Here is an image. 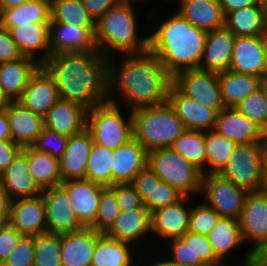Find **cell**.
Here are the masks:
<instances>
[{
  "label": "cell",
  "instance_id": "2644e50d",
  "mask_svg": "<svg viewBox=\"0 0 267 266\" xmlns=\"http://www.w3.org/2000/svg\"><path fill=\"white\" fill-rule=\"evenodd\" d=\"M120 2H131V3H133V1H135V0H119ZM138 1V0H137ZM139 1H141V0H139ZM143 1H145V0H143Z\"/></svg>",
  "mask_w": 267,
  "mask_h": 266
},
{
  "label": "cell",
  "instance_id": "603a6c76",
  "mask_svg": "<svg viewBox=\"0 0 267 266\" xmlns=\"http://www.w3.org/2000/svg\"><path fill=\"white\" fill-rule=\"evenodd\" d=\"M148 152L134 138L113 150L112 185L132 184L147 166Z\"/></svg>",
  "mask_w": 267,
  "mask_h": 266
},
{
  "label": "cell",
  "instance_id": "bcb514c9",
  "mask_svg": "<svg viewBox=\"0 0 267 266\" xmlns=\"http://www.w3.org/2000/svg\"><path fill=\"white\" fill-rule=\"evenodd\" d=\"M221 216L205 203L191 206L188 231L208 235Z\"/></svg>",
  "mask_w": 267,
  "mask_h": 266
},
{
  "label": "cell",
  "instance_id": "d590c367",
  "mask_svg": "<svg viewBox=\"0 0 267 266\" xmlns=\"http://www.w3.org/2000/svg\"><path fill=\"white\" fill-rule=\"evenodd\" d=\"M133 246L103 234L98 239L91 266H138L133 262L137 256Z\"/></svg>",
  "mask_w": 267,
  "mask_h": 266
},
{
  "label": "cell",
  "instance_id": "91938a15",
  "mask_svg": "<svg viewBox=\"0 0 267 266\" xmlns=\"http://www.w3.org/2000/svg\"><path fill=\"white\" fill-rule=\"evenodd\" d=\"M0 139L12 140L10 123L7 116V111L0 112Z\"/></svg>",
  "mask_w": 267,
  "mask_h": 266
},
{
  "label": "cell",
  "instance_id": "f5cc1de1",
  "mask_svg": "<svg viewBox=\"0 0 267 266\" xmlns=\"http://www.w3.org/2000/svg\"><path fill=\"white\" fill-rule=\"evenodd\" d=\"M162 180L146 166L134 179L132 185L135 187L141 199L145 201L152 195L156 184H160Z\"/></svg>",
  "mask_w": 267,
  "mask_h": 266
},
{
  "label": "cell",
  "instance_id": "8fae6325",
  "mask_svg": "<svg viewBox=\"0 0 267 266\" xmlns=\"http://www.w3.org/2000/svg\"><path fill=\"white\" fill-rule=\"evenodd\" d=\"M46 226L49 234H64L83 229L74 212V204L62 186L44 189Z\"/></svg>",
  "mask_w": 267,
  "mask_h": 266
},
{
  "label": "cell",
  "instance_id": "836d02e7",
  "mask_svg": "<svg viewBox=\"0 0 267 266\" xmlns=\"http://www.w3.org/2000/svg\"><path fill=\"white\" fill-rule=\"evenodd\" d=\"M30 23H51L50 0H30L17 7L2 9L1 27L12 29Z\"/></svg>",
  "mask_w": 267,
  "mask_h": 266
},
{
  "label": "cell",
  "instance_id": "ab89813d",
  "mask_svg": "<svg viewBox=\"0 0 267 266\" xmlns=\"http://www.w3.org/2000/svg\"><path fill=\"white\" fill-rule=\"evenodd\" d=\"M51 23L77 24L84 28H96V22L85 10L81 0H50Z\"/></svg>",
  "mask_w": 267,
  "mask_h": 266
},
{
  "label": "cell",
  "instance_id": "11a10c76",
  "mask_svg": "<svg viewBox=\"0 0 267 266\" xmlns=\"http://www.w3.org/2000/svg\"><path fill=\"white\" fill-rule=\"evenodd\" d=\"M87 13L96 22L110 8L116 6L119 0H81Z\"/></svg>",
  "mask_w": 267,
  "mask_h": 266
},
{
  "label": "cell",
  "instance_id": "f907efd6",
  "mask_svg": "<svg viewBox=\"0 0 267 266\" xmlns=\"http://www.w3.org/2000/svg\"><path fill=\"white\" fill-rule=\"evenodd\" d=\"M116 195L121 211L147 209L132 184H116L109 187Z\"/></svg>",
  "mask_w": 267,
  "mask_h": 266
},
{
  "label": "cell",
  "instance_id": "4316f807",
  "mask_svg": "<svg viewBox=\"0 0 267 266\" xmlns=\"http://www.w3.org/2000/svg\"><path fill=\"white\" fill-rule=\"evenodd\" d=\"M87 109L59 98L44 115V127L60 134L71 136L86 128Z\"/></svg>",
  "mask_w": 267,
  "mask_h": 266
},
{
  "label": "cell",
  "instance_id": "ba28073f",
  "mask_svg": "<svg viewBox=\"0 0 267 266\" xmlns=\"http://www.w3.org/2000/svg\"><path fill=\"white\" fill-rule=\"evenodd\" d=\"M266 148L267 143L237 144L220 175L248 192H259Z\"/></svg>",
  "mask_w": 267,
  "mask_h": 266
},
{
  "label": "cell",
  "instance_id": "2e32d148",
  "mask_svg": "<svg viewBox=\"0 0 267 266\" xmlns=\"http://www.w3.org/2000/svg\"><path fill=\"white\" fill-rule=\"evenodd\" d=\"M169 243L170 258L179 266H206L220 262L206 235L187 231Z\"/></svg>",
  "mask_w": 267,
  "mask_h": 266
},
{
  "label": "cell",
  "instance_id": "52a82bcc",
  "mask_svg": "<svg viewBox=\"0 0 267 266\" xmlns=\"http://www.w3.org/2000/svg\"><path fill=\"white\" fill-rule=\"evenodd\" d=\"M117 102H105L87 111L86 128L93 142L115 150L133 138L132 112L124 118Z\"/></svg>",
  "mask_w": 267,
  "mask_h": 266
},
{
  "label": "cell",
  "instance_id": "5bb4252c",
  "mask_svg": "<svg viewBox=\"0 0 267 266\" xmlns=\"http://www.w3.org/2000/svg\"><path fill=\"white\" fill-rule=\"evenodd\" d=\"M74 204V212L84 228H92L96 223L99 201L106 188L88 179H69L61 183Z\"/></svg>",
  "mask_w": 267,
  "mask_h": 266
},
{
  "label": "cell",
  "instance_id": "89a4df30",
  "mask_svg": "<svg viewBox=\"0 0 267 266\" xmlns=\"http://www.w3.org/2000/svg\"><path fill=\"white\" fill-rule=\"evenodd\" d=\"M261 86L264 90L265 100H266V104H267V81L263 80Z\"/></svg>",
  "mask_w": 267,
  "mask_h": 266
},
{
  "label": "cell",
  "instance_id": "be15d7a7",
  "mask_svg": "<svg viewBox=\"0 0 267 266\" xmlns=\"http://www.w3.org/2000/svg\"><path fill=\"white\" fill-rule=\"evenodd\" d=\"M244 258L245 259H243V262L241 263V265L239 264L238 266H252L253 253L250 250L245 254ZM224 262L225 261H220L218 263L209 264V265H206V266H230V265H225Z\"/></svg>",
  "mask_w": 267,
  "mask_h": 266
},
{
  "label": "cell",
  "instance_id": "f6af8a7d",
  "mask_svg": "<svg viewBox=\"0 0 267 266\" xmlns=\"http://www.w3.org/2000/svg\"><path fill=\"white\" fill-rule=\"evenodd\" d=\"M120 213L121 209L115 193L106 187L101 193L96 223L92 228L105 233Z\"/></svg>",
  "mask_w": 267,
  "mask_h": 266
},
{
  "label": "cell",
  "instance_id": "3957f363",
  "mask_svg": "<svg viewBox=\"0 0 267 266\" xmlns=\"http://www.w3.org/2000/svg\"><path fill=\"white\" fill-rule=\"evenodd\" d=\"M156 28L149 36V50L172 76L200 67L208 32L193 26L177 11Z\"/></svg>",
  "mask_w": 267,
  "mask_h": 266
},
{
  "label": "cell",
  "instance_id": "44dd1931",
  "mask_svg": "<svg viewBox=\"0 0 267 266\" xmlns=\"http://www.w3.org/2000/svg\"><path fill=\"white\" fill-rule=\"evenodd\" d=\"M103 234L93 228L61 234L62 266H91L98 239Z\"/></svg>",
  "mask_w": 267,
  "mask_h": 266
},
{
  "label": "cell",
  "instance_id": "74e56055",
  "mask_svg": "<svg viewBox=\"0 0 267 266\" xmlns=\"http://www.w3.org/2000/svg\"><path fill=\"white\" fill-rule=\"evenodd\" d=\"M207 237L220 261H224L225 256L244 243L239 220L230 217H220Z\"/></svg>",
  "mask_w": 267,
  "mask_h": 266
},
{
  "label": "cell",
  "instance_id": "6f0895ef",
  "mask_svg": "<svg viewBox=\"0 0 267 266\" xmlns=\"http://www.w3.org/2000/svg\"><path fill=\"white\" fill-rule=\"evenodd\" d=\"M220 5L222 7L223 13L225 17L236 10L241 8H247L250 6H256L261 1L260 0H219Z\"/></svg>",
  "mask_w": 267,
  "mask_h": 266
},
{
  "label": "cell",
  "instance_id": "b9f144b4",
  "mask_svg": "<svg viewBox=\"0 0 267 266\" xmlns=\"http://www.w3.org/2000/svg\"><path fill=\"white\" fill-rule=\"evenodd\" d=\"M171 148L187 161L203 170L207 164L204 131L185 130L172 144Z\"/></svg>",
  "mask_w": 267,
  "mask_h": 266
},
{
  "label": "cell",
  "instance_id": "277c9868",
  "mask_svg": "<svg viewBox=\"0 0 267 266\" xmlns=\"http://www.w3.org/2000/svg\"><path fill=\"white\" fill-rule=\"evenodd\" d=\"M137 18L131 2H119L96 21L94 42L106 58L116 53L139 54L149 50V35L138 37Z\"/></svg>",
  "mask_w": 267,
  "mask_h": 266
},
{
  "label": "cell",
  "instance_id": "30bf717a",
  "mask_svg": "<svg viewBox=\"0 0 267 266\" xmlns=\"http://www.w3.org/2000/svg\"><path fill=\"white\" fill-rule=\"evenodd\" d=\"M173 85L187 97L218 113L225 108L218 72L199 68L183 70L173 76Z\"/></svg>",
  "mask_w": 267,
  "mask_h": 266
},
{
  "label": "cell",
  "instance_id": "003e7915",
  "mask_svg": "<svg viewBox=\"0 0 267 266\" xmlns=\"http://www.w3.org/2000/svg\"><path fill=\"white\" fill-rule=\"evenodd\" d=\"M262 80L267 81V35L265 36L264 67L262 72Z\"/></svg>",
  "mask_w": 267,
  "mask_h": 266
},
{
  "label": "cell",
  "instance_id": "e7e4bbea",
  "mask_svg": "<svg viewBox=\"0 0 267 266\" xmlns=\"http://www.w3.org/2000/svg\"><path fill=\"white\" fill-rule=\"evenodd\" d=\"M12 101L13 100L0 88V112L7 111Z\"/></svg>",
  "mask_w": 267,
  "mask_h": 266
},
{
  "label": "cell",
  "instance_id": "d6986e66",
  "mask_svg": "<svg viewBox=\"0 0 267 266\" xmlns=\"http://www.w3.org/2000/svg\"><path fill=\"white\" fill-rule=\"evenodd\" d=\"M0 185L12 200L38 197L43 192L29 172L27 155L22 150L0 174Z\"/></svg>",
  "mask_w": 267,
  "mask_h": 266
},
{
  "label": "cell",
  "instance_id": "4fadbf2b",
  "mask_svg": "<svg viewBox=\"0 0 267 266\" xmlns=\"http://www.w3.org/2000/svg\"><path fill=\"white\" fill-rule=\"evenodd\" d=\"M213 130L236 144L267 143L265 131L236 107L223 108L217 115Z\"/></svg>",
  "mask_w": 267,
  "mask_h": 266
},
{
  "label": "cell",
  "instance_id": "e575fe53",
  "mask_svg": "<svg viewBox=\"0 0 267 266\" xmlns=\"http://www.w3.org/2000/svg\"><path fill=\"white\" fill-rule=\"evenodd\" d=\"M218 78L225 107H235L248 95L258 90L263 81L262 78L254 75L230 70L219 72Z\"/></svg>",
  "mask_w": 267,
  "mask_h": 266
},
{
  "label": "cell",
  "instance_id": "db71d44e",
  "mask_svg": "<svg viewBox=\"0 0 267 266\" xmlns=\"http://www.w3.org/2000/svg\"><path fill=\"white\" fill-rule=\"evenodd\" d=\"M23 57L9 31L0 26V63L14 61Z\"/></svg>",
  "mask_w": 267,
  "mask_h": 266
},
{
  "label": "cell",
  "instance_id": "f1b7e54d",
  "mask_svg": "<svg viewBox=\"0 0 267 266\" xmlns=\"http://www.w3.org/2000/svg\"><path fill=\"white\" fill-rule=\"evenodd\" d=\"M7 116L10 123L12 141L20 148L31 147L44 128V116L12 101Z\"/></svg>",
  "mask_w": 267,
  "mask_h": 266
},
{
  "label": "cell",
  "instance_id": "03108f58",
  "mask_svg": "<svg viewBox=\"0 0 267 266\" xmlns=\"http://www.w3.org/2000/svg\"><path fill=\"white\" fill-rule=\"evenodd\" d=\"M30 0H0V6L2 9L13 8L22 5Z\"/></svg>",
  "mask_w": 267,
  "mask_h": 266
},
{
  "label": "cell",
  "instance_id": "7dc6e473",
  "mask_svg": "<svg viewBox=\"0 0 267 266\" xmlns=\"http://www.w3.org/2000/svg\"><path fill=\"white\" fill-rule=\"evenodd\" d=\"M69 136L43 128L31 146L36 151L49 153L53 158L61 159L66 150Z\"/></svg>",
  "mask_w": 267,
  "mask_h": 266
},
{
  "label": "cell",
  "instance_id": "60d3db41",
  "mask_svg": "<svg viewBox=\"0 0 267 266\" xmlns=\"http://www.w3.org/2000/svg\"><path fill=\"white\" fill-rule=\"evenodd\" d=\"M113 150L93 142L87 167L86 179L103 186H112Z\"/></svg>",
  "mask_w": 267,
  "mask_h": 266
},
{
  "label": "cell",
  "instance_id": "680465c9",
  "mask_svg": "<svg viewBox=\"0 0 267 266\" xmlns=\"http://www.w3.org/2000/svg\"><path fill=\"white\" fill-rule=\"evenodd\" d=\"M12 199L0 185V226L9 223Z\"/></svg>",
  "mask_w": 267,
  "mask_h": 266
},
{
  "label": "cell",
  "instance_id": "7402d4cb",
  "mask_svg": "<svg viewBox=\"0 0 267 266\" xmlns=\"http://www.w3.org/2000/svg\"><path fill=\"white\" fill-rule=\"evenodd\" d=\"M95 29L77 24L50 23L49 45L52 54L97 50L94 42Z\"/></svg>",
  "mask_w": 267,
  "mask_h": 266
},
{
  "label": "cell",
  "instance_id": "c3c4849f",
  "mask_svg": "<svg viewBox=\"0 0 267 266\" xmlns=\"http://www.w3.org/2000/svg\"><path fill=\"white\" fill-rule=\"evenodd\" d=\"M183 196L176 188L162 181L156 184L152 195L144 201V205L151 213L158 208L178 202Z\"/></svg>",
  "mask_w": 267,
  "mask_h": 266
},
{
  "label": "cell",
  "instance_id": "4dcf8cb0",
  "mask_svg": "<svg viewBox=\"0 0 267 266\" xmlns=\"http://www.w3.org/2000/svg\"><path fill=\"white\" fill-rule=\"evenodd\" d=\"M41 66L36 60L25 56L0 63V88L13 101H16Z\"/></svg>",
  "mask_w": 267,
  "mask_h": 266
},
{
  "label": "cell",
  "instance_id": "8992f818",
  "mask_svg": "<svg viewBox=\"0 0 267 266\" xmlns=\"http://www.w3.org/2000/svg\"><path fill=\"white\" fill-rule=\"evenodd\" d=\"M147 166L163 182L176 188L184 196L192 197L201 192L202 170L171 147L149 151Z\"/></svg>",
  "mask_w": 267,
  "mask_h": 266
},
{
  "label": "cell",
  "instance_id": "9f6ffc18",
  "mask_svg": "<svg viewBox=\"0 0 267 266\" xmlns=\"http://www.w3.org/2000/svg\"><path fill=\"white\" fill-rule=\"evenodd\" d=\"M21 148L12 140L0 139V174L10 165Z\"/></svg>",
  "mask_w": 267,
  "mask_h": 266
},
{
  "label": "cell",
  "instance_id": "7c38bea8",
  "mask_svg": "<svg viewBox=\"0 0 267 266\" xmlns=\"http://www.w3.org/2000/svg\"><path fill=\"white\" fill-rule=\"evenodd\" d=\"M193 200L189 196H183L176 203L152 211L151 231L153 234L164 240L181 238L188 231Z\"/></svg>",
  "mask_w": 267,
  "mask_h": 266
},
{
  "label": "cell",
  "instance_id": "f546056e",
  "mask_svg": "<svg viewBox=\"0 0 267 266\" xmlns=\"http://www.w3.org/2000/svg\"><path fill=\"white\" fill-rule=\"evenodd\" d=\"M149 232H151V213L149 210L133 209L121 211L104 234L121 242L135 245V242L138 244L141 238L147 234L151 235Z\"/></svg>",
  "mask_w": 267,
  "mask_h": 266
},
{
  "label": "cell",
  "instance_id": "484cf974",
  "mask_svg": "<svg viewBox=\"0 0 267 266\" xmlns=\"http://www.w3.org/2000/svg\"><path fill=\"white\" fill-rule=\"evenodd\" d=\"M93 144L87 128L69 136L67 147L59 160L62 180L86 179V167Z\"/></svg>",
  "mask_w": 267,
  "mask_h": 266
},
{
  "label": "cell",
  "instance_id": "cb8c5ba5",
  "mask_svg": "<svg viewBox=\"0 0 267 266\" xmlns=\"http://www.w3.org/2000/svg\"><path fill=\"white\" fill-rule=\"evenodd\" d=\"M235 38L225 25L209 31L199 69L218 73L229 70Z\"/></svg>",
  "mask_w": 267,
  "mask_h": 266
},
{
  "label": "cell",
  "instance_id": "7a4b0ae2",
  "mask_svg": "<svg viewBox=\"0 0 267 266\" xmlns=\"http://www.w3.org/2000/svg\"><path fill=\"white\" fill-rule=\"evenodd\" d=\"M42 66L54 78L61 99L87 110L107 102V58L98 50L51 54Z\"/></svg>",
  "mask_w": 267,
  "mask_h": 266
},
{
  "label": "cell",
  "instance_id": "8d00e7d4",
  "mask_svg": "<svg viewBox=\"0 0 267 266\" xmlns=\"http://www.w3.org/2000/svg\"><path fill=\"white\" fill-rule=\"evenodd\" d=\"M21 150L27 155L29 172L42 190L61 185L63 180L58 159L49 153L36 151L32 147Z\"/></svg>",
  "mask_w": 267,
  "mask_h": 266
},
{
  "label": "cell",
  "instance_id": "681fc988",
  "mask_svg": "<svg viewBox=\"0 0 267 266\" xmlns=\"http://www.w3.org/2000/svg\"><path fill=\"white\" fill-rule=\"evenodd\" d=\"M0 266H34V236L24 235Z\"/></svg>",
  "mask_w": 267,
  "mask_h": 266
},
{
  "label": "cell",
  "instance_id": "6125c7cd",
  "mask_svg": "<svg viewBox=\"0 0 267 266\" xmlns=\"http://www.w3.org/2000/svg\"><path fill=\"white\" fill-rule=\"evenodd\" d=\"M260 192L267 195V148L264 151V156L262 159Z\"/></svg>",
  "mask_w": 267,
  "mask_h": 266
},
{
  "label": "cell",
  "instance_id": "ffe728a7",
  "mask_svg": "<svg viewBox=\"0 0 267 266\" xmlns=\"http://www.w3.org/2000/svg\"><path fill=\"white\" fill-rule=\"evenodd\" d=\"M9 223L23 235L37 236L47 233L42 195L12 200Z\"/></svg>",
  "mask_w": 267,
  "mask_h": 266
},
{
  "label": "cell",
  "instance_id": "6da1fadb",
  "mask_svg": "<svg viewBox=\"0 0 267 266\" xmlns=\"http://www.w3.org/2000/svg\"><path fill=\"white\" fill-rule=\"evenodd\" d=\"M115 61L107 58V101L115 102L116 88L131 111L167 102L173 76L150 50L123 55L120 67Z\"/></svg>",
  "mask_w": 267,
  "mask_h": 266
},
{
  "label": "cell",
  "instance_id": "94428289",
  "mask_svg": "<svg viewBox=\"0 0 267 266\" xmlns=\"http://www.w3.org/2000/svg\"><path fill=\"white\" fill-rule=\"evenodd\" d=\"M252 266H267V241L253 253Z\"/></svg>",
  "mask_w": 267,
  "mask_h": 266
},
{
  "label": "cell",
  "instance_id": "816d5d0a",
  "mask_svg": "<svg viewBox=\"0 0 267 266\" xmlns=\"http://www.w3.org/2000/svg\"><path fill=\"white\" fill-rule=\"evenodd\" d=\"M23 236L10 223L0 226V265L11 254Z\"/></svg>",
  "mask_w": 267,
  "mask_h": 266
},
{
  "label": "cell",
  "instance_id": "9c48e42d",
  "mask_svg": "<svg viewBox=\"0 0 267 266\" xmlns=\"http://www.w3.org/2000/svg\"><path fill=\"white\" fill-rule=\"evenodd\" d=\"M248 193L220 174L203 175L201 194L205 196L204 203L221 217L239 220Z\"/></svg>",
  "mask_w": 267,
  "mask_h": 266
},
{
  "label": "cell",
  "instance_id": "d4e9b609",
  "mask_svg": "<svg viewBox=\"0 0 267 266\" xmlns=\"http://www.w3.org/2000/svg\"><path fill=\"white\" fill-rule=\"evenodd\" d=\"M265 36H236L229 70L262 78Z\"/></svg>",
  "mask_w": 267,
  "mask_h": 266
},
{
  "label": "cell",
  "instance_id": "8c879c8a",
  "mask_svg": "<svg viewBox=\"0 0 267 266\" xmlns=\"http://www.w3.org/2000/svg\"><path fill=\"white\" fill-rule=\"evenodd\" d=\"M1 17H2V8L0 6V23H1Z\"/></svg>",
  "mask_w": 267,
  "mask_h": 266
},
{
  "label": "cell",
  "instance_id": "a7ac6f4b",
  "mask_svg": "<svg viewBox=\"0 0 267 266\" xmlns=\"http://www.w3.org/2000/svg\"><path fill=\"white\" fill-rule=\"evenodd\" d=\"M149 266H179V265L176 262H174L172 259H169L167 261L165 259L164 261L159 260V262H153Z\"/></svg>",
  "mask_w": 267,
  "mask_h": 266
},
{
  "label": "cell",
  "instance_id": "e0dca14e",
  "mask_svg": "<svg viewBox=\"0 0 267 266\" xmlns=\"http://www.w3.org/2000/svg\"><path fill=\"white\" fill-rule=\"evenodd\" d=\"M167 102L183 121L186 130L209 131L214 129L218 112L187 97L173 84L170 87Z\"/></svg>",
  "mask_w": 267,
  "mask_h": 266
},
{
  "label": "cell",
  "instance_id": "7bdbcfd3",
  "mask_svg": "<svg viewBox=\"0 0 267 266\" xmlns=\"http://www.w3.org/2000/svg\"><path fill=\"white\" fill-rule=\"evenodd\" d=\"M34 266H62L61 234L34 236Z\"/></svg>",
  "mask_w": 267,
  "mask_h": 266
},
{
  "label": "cell",
  "instance_id": "753ad0ef",
  "mask_svg": "<svg viewBox=\"0 0 267 266\" xmlns=\"http://www.w3.org/2000/svg\"><path fill=\"white\" fill-rule=\"evenodd\" d=\"M261 2L267 3V0H260Z\"/></svg>",
  "mask_w": 267,
  "mask_h": 266
},
{
  "label": "cell",
  "instance_id": "ee69618b",
  "mask_svg": "<svg viewBox=\"0 0 267 266\" xmlns=\"http://www.w3.org/2000/svg\"><path fill=\"white\" fill-rule=\"evenodd\" d=\"M235 107L240 113L259 125L267 135V104L262 86Z\"/></svg>",
  "mask_w": 267,
  "mask_h": 266
},
{
  "label": "cell",
  "instance_id": "83f0119b",
  "mask_svg": "<svg viewBox=\"0 0 267 266\" xmlns=\"http://www.w3.org/2000/svg\"><path fill=\"white\" fill-rule=\"evenodd\" d=\"M49 24L30 23L7 30L23 56L36 59L43 65L52 54L49 45ZM40 51L43 52L37 57L36 54Z\"/></svg>",
  "mask_w": 267,
  "mask_h": 266
},
{
  "label": "cell",
  "instance_id": "f35d334b",
  "mask_svg": "<svg viewBox=\"0 0 267 266\" xmlns=\"http://www.w3.org/2000/svg\"><path fill=\"white\" fill-rule=\"evenodd\" d=\"M205 151L207 155L205 174H220L227 166L228 160L237 145L225 136L217 134L214 130L204 131Z\"/></svg>",
  "mask_w": 267,
  "mask_h": 266
},
{
  "label": "cell",
  "instance_id": "5b68a950",
  "mask_svg": "<svg viewBox=\"0 0 267 266\" xmlns=\"http://www.w3.org/2000/svg\"><path fill=\"white\" fill-rule=\"evenodd\" d=\"M132 112L133 138L149 152L154 149L171 147L186 130L168 102L142 107Z\"/></svg>",
  "mask_w": 267,
  "mask_h": 266
},
{
  "label": "cell",
  "instance_id": "1f68e13d",
  "mask_svg": "<svg viewBox=\"0 0 267 266\" xmlns=\"http://www.w3.org/2000/svg\"><path fill=\"white\" fill-rule=\"evenodd\" d=\"M180 13L193 26L213 31L225 25V15L219 0H181Z\"/></svg>",
  "mask_w": 267,
  "mask_h": 266
},
{
  "label": "cell",
  "instance_id": "ac0fdd59",
  "mask_svg": "<svg viewBox=\"0 0 267 266\" xmlns=\"http://www.w3.org/2000/svg\"><path fill=\"white\" fill-rule=\"evenodd\" d=\"M59 98L54 78L41 66L16 101L32 112L44 116Z\"/></svg>",
  "mask_w": 267,
  "mask_h": 266
},
{
  "label": "cell",
  "instance_id": "d6a6232c",
  "mask_svg": "<svg viewBox=\"0 0 267 266\" xmlns=\"http://www.w3.org/2000/svg\"><path fill=\"white\" fill-rule=\"evenodd\" d=\"M225 26L240 37L267 35V3L241 8L225 17Z\"/></svg>",
  "mask_w": 267,
  "mask_h": 266
},
{
  "label": "cell",
  "instance_id": "9a60e30c",
  "mask_svg": "<svg viewBox=\"0 0 267 266\" xmlns=\"http://www.w3.org/2000/svg\"><path fill=\"white\" fill-rule=\"evenodd\" d=\"M244 243L253 241L250 251L254 253L267 241V195L249 192L239 218Z\"/></svg>",
  "mask_w": 267,
  "mask_h": 266
}]
</instances>
